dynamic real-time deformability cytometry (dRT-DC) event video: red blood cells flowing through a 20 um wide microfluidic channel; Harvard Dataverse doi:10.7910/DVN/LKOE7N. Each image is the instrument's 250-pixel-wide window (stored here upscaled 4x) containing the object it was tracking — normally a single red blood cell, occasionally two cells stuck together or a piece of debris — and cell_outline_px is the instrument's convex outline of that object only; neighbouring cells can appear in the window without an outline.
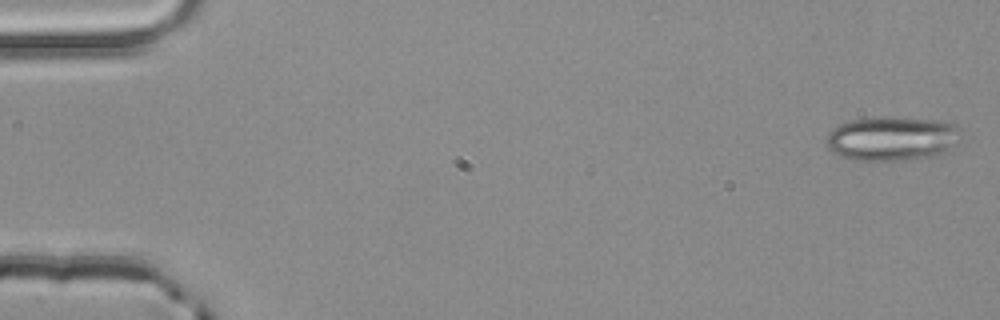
{"species": "common noctule bat (a hibernating species)", "species_latin": "Nyctalus noctula", "temperature_condition": "room temperature", "stored_images_in_passage": 4, "camera_frame_rate_fps": 3000, "um_per_image_px": 0.085, "animal": {"sex": "male", "body_mass_g": 20.4}, "frame": {"image": 1, "passage_image": 1, "time_ms": 0.0, "image_size_px": [1000, 320], "cell_outline_px": [[960, 128], [952, 144], [936, 156], [896, 160], [852, 160], [840, 156], [832, 152], [828, 148], [828, 136], [840, 124], [852, 120], [876, 116], [884, 116], [940, 120], [956, 124]], "centroid_in_image_um": [75.78, 11.76], "position_along_channel_um": 9.2, "area_um2": 34.16}}